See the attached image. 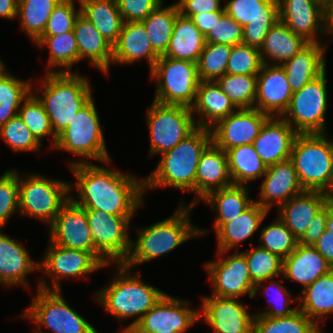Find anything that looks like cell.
<instances>
[{
	"instance_id": "6da1fadb",
	"label": "cell",
	"mask_w": 333,
	"mask_h": 333,
	"mask_svg": "<svg viewBox=\"0 0 333 333\" xmlns=\"http://www.w3.org/2000/svg\"><path fill=\"white\" fill-rule=\"evenodd\" d=\"M106 167L91 162L75 164L69 170L76 177L70 183V198L85 209H97L116 216H134L143 205L144 178L107 168L111 160L103 162Z\"/></svg>"
},
{
	"instance_id": "7a4b0ae2",
	"label": "cell",
	"mask_w": 333,
	"mask_h": 333,
	"mask_svg": "<svg viewBox=\"0 0 333 333\" xmlns=\"http://www.w3.org/2000/svg\"><path fill=\"white\" fill-rule=\"evenodd\" d=\"M175 213L165 220L136 229L137 240L131 241V250L124 265L128 268L152 261L167 255L191 238L203 237L207 229L199 228L192 224L190 212L194 206L184 201L179 202Z\"/></svg>"
},
{
	"instance_id": "3957f363",
	"label": "cell",
	"mask_w": 333,
	"mask_h": 333,
	"mask_svg": "<svg viewBox=\"0 0 333 333\" xmlns=\"http://www.w3.org/2000/svg\"><path fill=\"white\" fill-rule=\"evenodd\" d=\"M212 142L211 130L197 127L173 149L161 155L154 171L144 177L145 192L173 187L195 194L190 203L196 206V171L201 154Z\"/></svg>"
},
{
	"instance_id": "277c9868",
	"label": "cell",
	"mask_w": 333,
	"mask_h": 333,
	"mask_svg": "<svg viewBox=\"0 0 333 333\" xmlns=\"http://www.w3.org/2000/svg\"><path fill=\"white\" fill-rule=\"evenodd\" d=\"M114 265L117 271L113 280L95 292L93 297L109 312L108 314L121 322L133 317L131 324L122 328L132 329L166 293L144 283L139 271L132 273L131 268L123 263Z\"/></svg>"
},
{
	"instance_id": "5b68a950",
	"label": "cell",
	"mask_w": 333,
	"mask_h": 333,
	"mask_svg": "<svg viewBox=\"0 0 333 333\" xmlns=\"http://www.w3.org/2000/svg\"><path fill=\"white\" fill-rule=\"evenodd\" d=\"M43 104L56 136L62 133L92 98L90 81L78 72L46 73L40 80Z\"/></svg>"
},
{
	"instance_id": "8992f818",
	"label": "cell",
	"mask_w": 333,
	"mask_h": 333,
	"mask_svg": "<svg viewBox=\"0 0 333 333\" xmlns=\"http://www.w3.org/2000/svg\"><path fill=\"white\" fill-rule=\"evenodd\" d=\"M93 99L77 112L68 127L57 136L53 149L65 150L82 157L79 161H70L69 167L88 163L91 159L100 163L111 160Z\"/></svg>"
},
{
	"instance_id": "52a82bcc",
	"label": "cell",
	"mask_w": 333,
	"mask_h": 333,
	"mask_svg": "<svg viewBox=\"0 0 333 333\" xmlns=\"http://www.w3.org/2000/svg\"><path fill=\"white\" fill-rule=\"evenodd\" d=\"M326 133L298 134L290 159L304 190L323 191L333 172V139Z\"/></svg>"
},
{
	"instance_id": "ba28073f",
	"label": "cell",
	"mask_w": 333,
	"mask_h": 333,
	"mask_svg": "<svg viewBox=\"0 0 333 333\" xmlns=\"http://www.w3.org/2000/svg\"><path fill=\"white\" fill-rule=\"evenodd\" d=\"M21 175L18 172L19 214L38 219L49 226L70 199V183L40 173Z\"/></svg>"
},
{
	"instance_id": "9c48e42d",
	"label": "cell",
	"mask_w": 333,
	"mask_h": 333,
	"mask_svg": "<svg viewBox=\"0 0 333 333\" xmlns=\"http://www.w3.org/2000/svg\"><path fill=\"white\" fill-rule=\"evenodd\" d=\"M36 292L31 306L21 315L37 324L33 333H99L91 322L68 305L61 290L37 288ZM42 326L50 332H43Z\"/></svg>"
},
{
	"instance_id": "30bf717a",
	"label": "cell",
	"mask_w": 333,
	"mask_h": 333,
	"mask_svg": "<svg viewBox=\"0 0 333 333\" xmlns=\"http://www.w3.org/2000/svg\"><path fill=\"white\" fill-rule=\"evenodd\" d=\"M149 74L156 82L153 101L188 107L194 104L200 82L197 63L160 56Z\"/></svg>"
},
{
	"instance_id": "8fae6325",
	"label": "cell",
	"mask_w": 333,
	"mask_h": 333,
	"mask_svg": "<svg viewBox=\"0 0 333 333\" xmlns=\"http://www.w3.org/2000/svg\"><path fill=\"white\" fill-rule=\"evenodd\" d=\"M149 129V156L162 155L190 135L197 125L191 108L153 101L146 112Z\"/></svg>"
},
{
	"instance_id": "7c38bea8",
	"label": "cell",
	"mask_w": 333,
	"mask_h": 333,
	"mask_svg": "<svg viewBox=\"0 0 333 333\" xmlns=\"http://www.w3.org/2000/svg\"><path fill=\"white\" fill-rule=\"evenodd\" d=\"M326 70L294 92L281 116L298 134L326 133L328 107Z\"/></svg>"
},
{
	"instance_id": "4fadbf2b",
	"label": "cell",
	"mask_w": 333,
	"mask_h": 333,
	"mask_svg": "<svg viewBox=\"0 0 333 333\" xmlns=\"http://www.w3.org/2000/svg\"><path fill=\"white\" fill-rule=\"evenodd\" d=\"M46 253L39 261V272L48 276L51 288L45 279H38V288L61 290V279L80 278L106 268L92 253L83 250L67 249L48 242Z\"/></svg>"
},
{
	"instance_id": "5bb4252c",
	"label": "cell",
	"mask_w": 333,
	"mask_h": 333,
	"mask_svg": "<svg viewBox=\"0 0 333 333\" xmlns=\"http://www.w3.org/2000/svg\"><path fill=\"white\" fill-rule=\"evenodd\" d=\"M95 250L109 263H124L131 250L129 236L133 216H116L97 209H86Z\"/></svg>"
},
{
	"instance_id": "9a60e30c",
	"label": "cell",
	"mask_w": 333,
	"mask_h": 333,
	"mask_svg": "<svg viewBox=\"0 0 333 333\" xmlns=\"http://www.w3.org/2000/svg\"><path fill=\"white\" fill-rule=\"evenodd\" d=\"M225 13L243 27L242 44L260 49L279 21L278 0H224Z\"/></svg>"
},
{
	"instance_id": "2e32d148",
	"label": "cell",
	"mask_w": 333,
	"mask_h": 333,
	"mask_svg": "<svg viewBox=\"0 0 333 333\" xmlns=\"http://www.w3.org/2000/svg\"><path fill=\"white\" fill-rule=\"evenodd\" d=\"M217 251L218 260L207 261L204 268L212 284V294L219 297L240 298L248 294L253 299L255 284L249 274L245 256L239 250ZM230 253L227 257H222ZM221 258H220V257Z\"/></svg>"
},
{
	"instance_id": "e0dca14e",
	"label": "cell",
	"mask_w": 333,
	"mask_h": 333,
	"mask_svg": "<svg viewBox=\"0 0 333 333\" xmlns=\"http://www.w3.org/2000/svg\"><path fill=\"white\" fill-rule=\"evenodd\" d=\"M48 230L50 242L67 249L90 252L105 267H109L110 264L95 250L86 209L71 198L62 206Z\"/></svg>"
},
{
	"instance_id": "ac0fdd59",
	"label": "cell",
	"mask_w": 333,
	"mask_h": 333,
	"mask_svg": "<svg viewBox=\"0 0 333 333\" xmlns=\"http://www.w3.org/2000/svg\"><path fill=\"white\" fill-rule=\"evenodd\" d=\"M188 301L165 294L132 328L136 333H185L200 320L199 309Z\"/></svg>"
},
{
	"instance_id": "d6986e66",
	"label": "cell",
	"mask_w": 333,
	"mask_h": 333,
	"mask_svg": "<svg viewBox=\"0 0 333 333\" xmlns=\"http://www.w3.org/2000/svg\"><path fill=\"white\" fill-rule=\"evenodd\" d=\"M201 302L200 320L203 317L214 333H253L254 313L239 298L210 295L202 297Z\"/></svg>"
},
{
	"instance_id": "ffe728a7",
	"label": "cell",
	"mask_w": 333,
	"mask_h": 333,
	"mask_svg": "<svg viewBox=\"0 0 333 333\" xmlns=\"http://www.w3.org/2000/svg\"><path fill=\"white\" fill-rule=\"evenodd\" d=\"M270 116L256 108H241L210 128L212 142L227 152L237 146L253 144Z\"/></svg>"
},
{
	"instance_id": "44dd1931",
	"label": "cell",
	"mask_w": 333,
	"mask_h": 333,
	"mask_svg": "<svg viewBox=\"0 0 333 333\" xmlns=\"http://www.w3.org/2000/svg\"><path fill=\"white\" fill-rule=\"evenodd\" d=\"M293 92L281 65L262 64L257 74L255 106L270 117H281L287 110Z\"/></svg>"
},
{
	"instance_id": "7402d4cb",
	"label": "cell",
	"mask_w": 333,
	"mask_h": 333,
	"mask_svg": "<svg viewBox=\"0 0 333 333\" xmlns=\"http://www.w3.org/2000/svg\"><path fill=\"white\" fill-rule=\"evenodd\" d=\"M279 20L310 43H323V6L314 0H278ZM319 36V37H318Z\"/></svg>"
},
{
	"instance_id": "603a6c76",
	"label": "cell",
	"mask_w": 333,
	"mask_h": 333,
	"mask_svg": "<svg viewBox=\"0 0 333 333\" xmlns=\"http://www.w3.org/2000/svg\"><path fill=\"white\" fill-rule=\"evenodd\" d=\"M263 177L259 200L255 202L268 211L273 205L277 204L279 208L292 197L305 191L291 159L267 166Z\"/></svg>"
},
{
	"instance_id": "cb8c5ba5",
	"label": "cell",
	"mask_w": 333,
	"mask_h": 333,
	"mask_svg": "<svg viewBox=\"0 0 333 333\" xmlns=\"http://www.w3.org/2000/svg\"><path fill=\"white\" fill-rule=\"evenodd\" d=\"M297 135L282 117H269L253 141V146L265 165L270 166L290 159Z\"/></svg>"
},
{
	"instance_id": "d4e9b609",
	"label": "cell",
	"mask_w": 333,
	"mask_h": 333,
	"mask_svg": "<svg viewBox=\"0 0 333 333\" xmlns=\"http://www.w3.org/2000/svg\"><path fill=\"white\" fill-rule=\"evenodd\" d=\"M0 229V284L5 288L13 285L29 290L27 275L39 271V261H33L29 251L17 240Z\"/></svg>"
},
{
	"instance_id": "484cf974",
	"label": "cell",
	"mask_w": 333,
	"mask_h": 333,
	"mask_svg": "<svg viewBox=\"0 0 333 333\" xmlns=\"http://www.w3.org/2000/svg\"><path fill=\"white\" fill-rule=\"evenodd\" d=\"M227 153L211 142L201 154L196 171V204L210 192L231 186Z\"/></svg>"
},
{
	"instance_id": "4316f807",
	"label": "cell",
	"mask_w": 333,
	"mask_h": 333,
	"mask_svg": "<svg viewBox=\"0 0 333 333\" xmlns=\"http://www.w3.org/2000/svg\"><path fill=\"white\" fill-rule=\"evenodd\" d=\"M146 59L149 70L159 56L153 51L146 28L142 22H123L118 40L113 45L112 64H133Z\"/></svg>"
},
{
	"instance_id": "83f0119b",
	"label": "cell",
	"mask_w": 333,
	"mask_h": 333,
	"mask_svg": "<svg viewBox=\"0 0 333 333\" xmlns=\"http://www.w3.org/2000/svg\"><path fill=\"white\" fill-rule=\"evenodd\" d=\"M190 108L193 115L199 116L195 120L197 127L208 129L238 109L216 81L199 82L195 102Z\"/></svg>"
},
{
	"instance_id": "f1b7e54d",
	"label": "cell",
	"mask_w": 333,
	"mask_h": 333,
	"mask_svg": "<svg viewBox=\"0 0 333 333\" xmlns=\"http://www.w3.org/2000/svg\"><path fill=\"white\" fill-rule=\"evenodd\" d=\"M331 270V265L313 246L298 243L296 249L283 260L282 277L299 283L304 289Z\"/></svg>"
},
{
	"instance_id": "f546056e",
	"label": "cell",
	"mask_w": 333,
	"mask_h": 333,
	"mask_svg": "<svg viewBox=\"0 0 333 333\" xmlns=\"http://www.w3.org/2000/svg\"><path fill=\"white\" fill-rule=\"evenodd\" d=\"M327 201L322 191H303L278 208V218L299 240Z\"/></svg>"
},
{
	"instance_id": "4dcf8cb0",
	"label": "cell",
	"mask_w": 333,
	"mask_h": 333,
	"mask_svg": "<svg viewBox=\"0 0 333 333\" xmlns=\"http://www.w3.org/2000/svg\"><path fill=\"white\" fill-rule=\"evenodd\" d=\"M328 43H309L281 66L292 92L299 91L326 70L325 52Z\"/></svg>"
},
{
	"instance_id": "1f68e13d",
	"label": "cell",
	"mask_w": 333,
	"mask_h": 333,
	"mask_svg": "<svg viewBox=\"0 0 333 333\" xmlns=\"http://www.w3.org/2000/svg\"><path fill=\"white\" fill-rule=\"evenodd\" d=\"M73 31L78 46L79 62L89 59L91 66L98 68L107 76L112 65L113 46L81 13L76 19Z\"/></svg>"
},
{
	"instance_id": "d6a6232c",
	"label": "cell",
	"mask_w": 333,
	"mask_h": 333,
	"mask_svg": "<svg viewBox=\"0 0 333 333\" xmlns=\"http://www.w3.org/2000/svg\"><path fill=\"white\" fill-rule=\"evenodd\" d=\"M309 43L304 37L294 34L279 20L271 27L259 49L262 64L282 65Z\"/></svg>"
},
{
	"instance_id": "836d02e7",
	"label": "cell",
	"mask_w": 333,
	"mask_h": 333,
	"mask_svg": "<svg viewBox=\"0 0 333 333\" xmlns=\"http://www.w3.org/2000/svg\"><path fill=\"white\" fill-rule=\"evenodd\" d=\"M269 211L257 202H253L233 221L225 223L215 234L217 238L216 251H230L237 249L241 242L253 237L260 228Z\"/></svg>"
},
{
	"instance_id": "e575fe53",
	"label": "cell",
	"mask_w": 333,
	"mask_h": 333,
	"mask_svg": "<svg viewBox=\"0 0 333 333\" xmlns=\"http://www.w3.org/2000/svg\"><path fill=\"white\" fill-rule=\"evenodd\" d=\"M249 186L232 184L231 186L210 192L201 201L208 204L216 214L215 233L225 224L233 221L254 201L249 197Z\"/></svg>"
},
{
	"instance_id": "d590c367",
	"label": "cell",
	"mask_w": 333,
	"mask_h": 333,
	"mask_svg": "<svg viewBox=\"0 0 333 333\" xmlns=\"http://www.w3.org/2000/svg\"><path fill=\"white\" fill-rule=\"evenodd\" d=\"M205 44V36L192 20L179 13L168 49L163 56L197 63Z\"/></svg>"
},
{
	"instance_id": "8d00e7d4",
	"label": "cell",
	"mask_w": 333,
	"mask_h": 333,
	"mask_svg": "<svg viewBox=\"0 0 333 333\" xmlns=\"http://www.w3.org/2000/svg\"><path fill=\"white\" fill-rule=\"evenodd\" d=\"M297 299L298 309L320 326L319 320L333 313V270L305 287Z\"/></svg>"
},
{
	"instance_id": "74e56055",
	"label": "cell",
	"mask_w": 333,
	"mask_h": 333,
	"mask_svg": "<svg viewBox=\"0 0 333 333\" xmlns=\"http://www.w3.org/2000/svg\"><path fill=\"white\" fill-rule=\"evenodd\" d=\"M81 14L112 46L118 40L123 25L116 0H77Z\"/></svg>"
},
{
	"instance_id": "f35d334b",
	"label": "cell",
	"mask_w": 333,
	"mask_h": 333,
	"mask_svg": "<svg viewBox=\"0 0 333 333\" xmlns=\"http://www.w3.org/2000/svg\"><path fill=\"white\" fill-rule=\"evenodd\" d=\"M33 44L37 47H47L49 49L46 73L74 72L72 70L73 65L79 63V52L74 31L54 36H40Z\"/></svg>"
},
{
	"instance_id": "ab89813d",
	"label": "cell",
	"mask_w": 333,
	"mask_h": 333,
	"mask_svg": "<svg viewBox=\"0 0 333 333\" xmlns=\"http://www.w3.org/2000/svg\"><path fill=\"white\" fill-rule=\"evenodd\" d=\"M31 81L16 78L4 63L0 65V127L18 115L22 102L34 89Z\"/></svg>"
},
{
	"instance_id": "60d3db41",
	"label": "cell",
	"mask_w": 333,
	"mask_h": 333,
	"mask_svg": "<svg viewBox=\"0 0 333 333\" xmlns=\"http://www.w3.org/2000/svg\"><path fill=\"white\" fill-rule=\"evenodd\" d=\"M226 153L233 184L247 186L265 175L267 166L256 153L253 144L237 146Z\"/></svg>"
},
{
	"instance_id": "b9f144b4",
	"label": "cell",
	"mask_w": 333,
	"mask_h": 333,
	"mask_svg": "<svg viewBox=\"0 0 333 333\" xmlns=\"http://www.w3.org/2000/svg\"><path fill=\"white\" fill-rule=\"evenodd\" d=\"M163 4L164 2L141 21L146 28L152 49L159 57L168 49L175 21L180 13L178 4L173 3L166 7Z\"/></svg>"
},
{
	"instance_id": "7bdbcfd3",
	"label": "cell",
	"mask_w": 333,
	"mask_h": 333,
	"mask_svg": "<svg viewBox=\"0 0 333 333\" xmlns=\"http://www.w3.org/2000/svg\"><path fill=\"white\" fill-rule=\"evenodd\" d=\"M250 249L242 251L245 256L248 270L252 282L255 284L253 297L257 295V292L264 282L275 277H282L283 274V259L279 256L269 252L261 246H253L251 241ZM259 289V290H258Z\"/></svg>"
},
{
	"instance_id": "ee69618b",
	"label": "cell",
	"mask_w": 333,
	"mask_h": 333,
	"mask_svg": "<svg viewBox=\"0 0 333 333\" xmlns=\"http://www.w3.org/2000/svg\"><path fill=\"white\" fill-rule=\"evenodd\" d=\"M61 0H18L20 29L34 43L44 32L53 9Z\"/></svg>"
},
{
	"instance_id": "f6af8a7d",
	"label": "cell",
	"mask_w": 333,
	"mask_h": 333,
	"mask_svg": "<svg viewBox=\"0 0 333 333\" xmlns=\"http://www.w3.org/2000/svg\"><path fill=\"white\" fill-rule=\"evenodd\" d=\"M320 326L301 310L288 317L271 318L262 315L253 318V333H324Z\"/></svg>"
},
{
	"instance_id": "bcb514c9",
	"label": "cell",
	"mask_w": 333,
	"mask_h": 333,
	"mask_svg": "<svg viewBox=\"0 0 333 333\" xmlns=\"http://www.w3.org/2000/svg\"><path fill=\"white\" fill-rule=\"evenodd\" d=\"M33 92L34 90H32L30 95L22 102L18 110V116L41 144H43L42 139L44 137L48 136L52 138L53 143L50 147L54 148L57 136L53 132L49 116L45 112L43 104Z\"/></svg>"
},
{
	"instance_id": "7dc6e473",
	"label": "cell",
	"mask_w": 333,
	"mask_h": 333,
	"mask_svg": "<svg viewBox=\"0 0 333 333\" xmlns=\"http://www.w3.org/2000/svg\"><path fill=\"white\" fill-rule=\"evenodd\" d=\"M216 82L238 109L254 108L257 75H233L226 73L218 78Z\"/></svg>"
},
{
	"instance_id": "c3c4849f",
	"label": "cell",
	"mask_w": 333,
	"mask_h": 333,
	"mask_svg": "<svg viewBox=\"0 0 333 333\" xmlns=\"http://www.w3.org/2000/svg\"><path fill=\"white\" fill-rule=\"evenodd\" d=\"M232 46L206 43L197 62L200 81H216L227 73V64Z\"/></svg>"
},
{
	"instance_id": "681fc988",
	"label": "cell",
	"mask_w": 333,
	"mask_h": 333,
	"mask_svg": "<svg viewBox=\"0 0 333 333\" xmlns=\"http://www.w3.org/2000/svg\"><path fill=\"white\" fill-rule=\"evenodd\" d=\"M259 234V246L279 256L283 260L296 249L298 244V239L278 216L275 221L269 223V225L262 226Z\"/></svg>"
},
{
	"instance_id": "f907efd6",
	"label": "cell",
	"mask_w": 333,
	"mask_h": 333,
	"mask_svg": "<svg viewBox=\"0 0 333 333\" xmlns=\"http://www.w3.org/2000/svg\"><path fill=\"white\" fill-rule=\"evenodd\" d=\"M0 139L7 143L13 152H37L42 148V144L18 115L0 127Z\"/></svg>"
},
{
	"instance_id": "816d5d0a",
	"label": "cell",
	"mask_w": 333,
	"mask_h": 333,
	"mask_svg": "<svg viewBox=\"0 0 333 333\" xmlns=\"http://www.w3.org/2000/svg\"><path fill=\"white\" fill-rule=\"evenodd\" d=\"M265 287H263V293L265 296H271L267 298V308L265 311L255 312L254 316L262 315L271 318L277 317H288L298 310V305L294 307H289L291 302H296L295 297H291L289 290L285 285L281 284V280L275 281V278L270 279V282ZM269 291V292H268ZM271 293V295L269 294Z\"/></svg>"
},
{
	"instance_id": "f5cc1de1",
	"label": "cell",
	"mask_w": 333,
	"mask_h": 333,
	"mask_svg": "<svg viewBox=\"0 0 333 333\" xmlns=\"http://www.w3.org/2000/svg\"><path fill=\"white\" fill-rule=\"evenodd\" d=\"M15 212H19L18 170L11 169L0 175V229Z\"/></svg>"
},
{
	"instance_id": "db71d44e",
	"label": "cell",
	"mask_w": 333,
	"mask_h": 333,
	"mask_svg": "<svg viewBox=\"0 0 333 333\" xmlns=\"http://www.w3.org/2000/svg\"><path fill=\"white\" fill-rule=\"evenodd\" d=\"M262 66L259 49L245 44L232 46L227 74L257 75Z\"/></svg>"
},
{
	"instance_id": "11a10c76",
	"label": "cell",
	"mask_w": 333,
	"mask_h": 333,
	"mask_svg": "<svg viewBox=\"0 0 333 333\" xmlns=\"http://www.w3.org/2000/svg\"><path fill=\"white\" fill-rule=\"evenodd\" d=\"M75 3V0H61L53 9L41 36H54L73 31L76 19L81 13L80 4L79 8H76Z\"/></svg>"
},
{
	"instance_id": "9f6ffc18",
	"label": "cell",
	"mask_w": 333,
	"mask_h": 333,
	"mask_svg": "<svg viewBox=\"0 0 333 333\" xmlns=\"http://www.w3.org/2000/svg\"><path fill=\"white\" fill-rule=\"evenodd\" d=\"M243 31V27L225 13L205 36V41L230 46L238 45L242 43Z\"/></svg>"
},
{
	"instance_id": "6f0895ef",
	"label": "cell",
	"mask_w": 333,
	"mask_h": 333,
	"mask_svg": "<svg viewBox=\"0 0 333 333\" xmlns=\"http://www.w3.org/2000/svg\"><path fill=\"white\" fill-rule=\"evenodd\" d=\"M123 22H141L164 1L162 0H116Z\"/></svg>"
},
{
	"instance_id": "680465c9",
	"label": "cell",
	"mask_w": 333,
	"mask_h": 333,
	"mask_svg": "<svg viewBox=\"0 0 333 333\" xmlns=\"http://www.w3.org/2000/svg\"><path fill=\"white\" fill-rule=\"evenodd\" d=\"M221 3L222 0H181L178 3V7L183 16L190 18L197 13L225 11Z\"/></svg>"
},
{
	"instance_id": "91938a15",
	"label": "cell",
	"mask_w": 333,
	"mask_h": 333,
	"mask_svg": "<svg viewBox=\"0 0 333 333\" xmlns=\"http://www.w3.org/2000/svg\"><path fill=\"white\" fill-rule=\"evenodd\" d=\"M327 217L328 202L325 207L315 215L304 235L298 240V243L306 246H314L326 230Z\"/></svg>"
},
{
	"instance_id": "94428289",
	"label": "cell",
	"mask_w": 333,
	"mask_h": 333,
	"mask_svg": "<svg viewBox=\"0 0 333 333\" xmlns=\"http://www.w3.org/2000/svg\"><path fill=\"white\" fill-rule=\"evenodd\" d=\"M225 14V11H213L210 13H197L193 14L190 19L195 26L206 36L219 21L220 18Z\"/></svg>"
},
{
	"instance_id": "6125c7cd",
	"label": "cell",
	"mask_w": 333,
	"mask_h": 333,
	"mask_svg": "<svg viewBox=\"0 0 333 333\" xmlns=\"http://www.w3.org/2000/svg\"><path fill=\"white\" fill-rule=\"evenodd\" d=\"M333 268V233L325 230L313 246Z\"/></svg>"
},
{
	"instance_id": "be15d7a7",
	"label": "cell",
	"mask_w": 333,
	"mask_h": 333,
	"mask_svg": "<svg viewBox=\"0 0 333 333\" xmlns=\"http://www.w3.org/2000/svg\"><path fill=\"white\" fill-rule=\"evenodd\" d=\"M324 35H329V43L333 41V0L323 6Z\"/></svg>"
},
{
	"instance_id": "e7e4bbea",
	"label": "cell",
	"mask_w": 333,
	"mask_h": 333,
	"mask_svg": "<svg viewBox=\"0 0 333 333\" xmlns=\"http://www.w3.org/2000/svg\"><path fill=\"white\" fill-rule=\"evenodd\" d=\"M18 0H0V17L5 19L17 18Z\"/></svg>"
},
{
	"instance_id": "03108f58",
	"label": "cell",
	"mask_w": 333,
	"mask_h": 333,
	"mask_svg": "<svg viewBox=\"0 0 333 333\" xmlns=\"http://www.w3.org/2000/svg\"><path fill=\"white\" fill-rule=\"evenodd\" d=\"M322 194L324 195V197L328 203H333V172L331 174L329 183L325 187V189L322 191Z\"/></svg>"
},
{
	"instance_id": "003e7915",
	"label": "cell",
	"mask_w": 333,
	"mask_h": 333,
	"mask_svg": "<svg viewBox=\"0 0 333 333\" xmlns=\"http://www.w3.org/2000/svg\"><path fill=\"white\" fill-rule=\"evenodd\" d=\"M326 230L333 233V203H328V217L326 220Z\"/></svg>"
},
{
	"instance_id": "a7ac6f4b",
	"label": "cell",
	"mask_w": 333,
	"mask_h": 333,
	"mask_svg": "<svg viewBox=\"0 0 333 333\" xmlns=\"http://www.w3.org/2000/svg\"><path fill=\"white\" fill-rule=\"evenodd\" d=\"M119 333H136L132 329H121Z\"/></svg>"
},
{
	"instance_id": "89a4df30",
	"label": "cell",
	"mask_w": 333,
	"mask_h": 333,
	"mask_svg": "<svg viewBox=\"0 0 333 333\" xmlns=\"http://www.w3.org/2000/svg\"><path fill=\"white\" fill-rule=\"evenodd\" d=\"M316 2H318L319 4H321L322 6H324L326 3H328L330 0H314Z\"/></svg>"
},
{
	"instance_id": "2644e50d",
	"label": "cell",
	"mask_w": 333,
	"mask_h": 333,
	"mask_svg": "<svg viewBox=\"0 0 333 333\" xmlns=\"http://www.w3.org/2000/svg\"><path fill=\"white\" fill-rule=\"evenodd\" d=\"M162 1H163V0H162ZM180 1H181V0H176V1H174L173 3H174V4H178Z\"/></svg>"
}]
</instances>
